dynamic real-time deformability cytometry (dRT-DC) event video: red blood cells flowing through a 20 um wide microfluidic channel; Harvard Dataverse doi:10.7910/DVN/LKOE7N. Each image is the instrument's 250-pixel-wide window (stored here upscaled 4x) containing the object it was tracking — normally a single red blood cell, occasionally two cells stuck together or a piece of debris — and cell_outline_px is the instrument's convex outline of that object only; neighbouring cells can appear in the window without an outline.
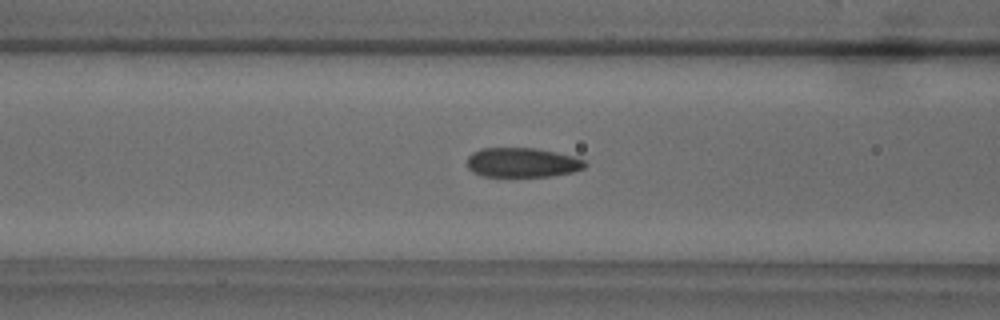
{"species": "common noctule bat (a hibernating species)", "species_latin": "Nyctalus noctula", "temperature_condition": "warm", "stored_images_in_passage": 31, "camera_frame_rate_fps": 3000, "um_per_image_px": 0.085, "animal": {"sex": "male", "body_mass_g": 18.8}, "frame": {"image": 1, "passage_image": 5, "time_ms": 1.333, "image_size_px": [1000, 320], "cell_outline_px": [[588, 164], [584, 168], [572, 172], [552, 176], [484, 176], [472, 172], [468, 168], [468, 156], [472, 152], [480, 148], [536, 148], [556, 152], [572, 156], [584, 160]], "centroid_in_image_um": [44.39, 13.81], "position_along_channel_um": 122.2, "area_um2": 20.29}}
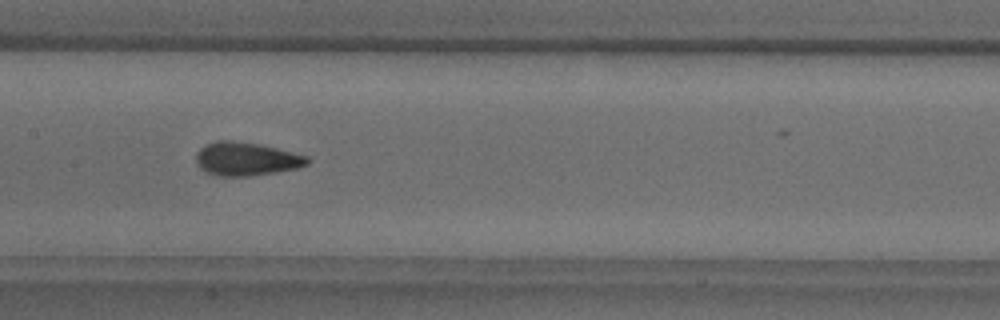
{"frame": {"image": 2, "passage_image": 10, "time_ms": 3.0, "image_size_px": [1000, 320], "cell_outline_px": [[312, 160], [308, 164], [300, 168], [276, 172], [248, 176], [220, 176], [204, 172], [200, 168], [196, 160], [196, 152], [204, 144], [216, 140], [232, 140], [260, 144], [308, 156]], "centroid_in_image_um": [20.93, 13.5], "position_along_channel_um": 186.5, "area_um2": 21.96}}